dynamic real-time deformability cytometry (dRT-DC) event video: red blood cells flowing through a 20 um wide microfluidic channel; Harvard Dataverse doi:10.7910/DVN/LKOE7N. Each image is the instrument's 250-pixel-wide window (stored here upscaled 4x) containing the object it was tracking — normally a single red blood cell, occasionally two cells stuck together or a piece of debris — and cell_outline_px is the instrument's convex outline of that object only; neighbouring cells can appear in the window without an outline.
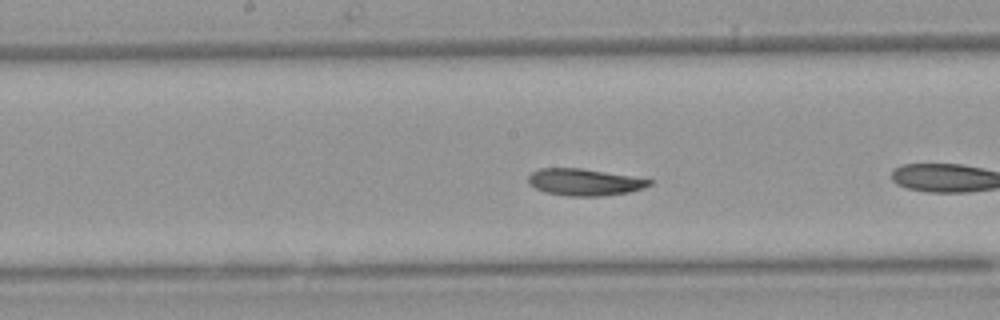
{"species": "Egyptian fruit bat (a non-hibernating species)", "species_latin": "Rousettus aegyptiacus", "temperature_condition": "warm", "stored_images_in_passage": 37, "camera_frame_rate_fps": 3000, "um_per_image_px": 0.085, "animal": {"sex": "female"}, "frame": {"image": 1, "passage_image": 11, "time_ms": 3.333, "image_size_px": [1000, 320], "cell_outline_px": [[652, 184], [644, 188], [628, 192], [604, 196], [568, 196], [544, 192], [528, 184], [528, 176], [532, 172], [540, 168], [580, 168], [652, 180]], "centroid_in_image_um": [49.63, 15.49], "position_along_channel_um": 198.6, "area_um2": 18.79}, "authors_computed_cell_mechanics": {"area_um2": 19.1896, "velocity_mm_per_s": 3.8589, "shape_relaxation_time_tau1_ms": 5.3002, "shape_relaxation_time_tau2_ms": 4.9751, "deformation_change_tau1": 0.1432, "deformation_change_tau2": 0.0898}}